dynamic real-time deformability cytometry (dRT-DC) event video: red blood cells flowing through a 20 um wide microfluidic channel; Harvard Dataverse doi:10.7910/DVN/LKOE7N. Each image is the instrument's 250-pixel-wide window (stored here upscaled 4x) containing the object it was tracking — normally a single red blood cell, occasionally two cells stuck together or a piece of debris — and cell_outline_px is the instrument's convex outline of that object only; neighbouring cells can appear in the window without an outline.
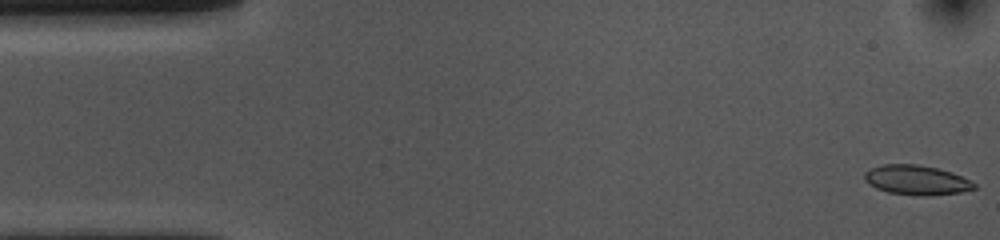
{"species": "common noctule bat (a hibernating species)", "species_latin": "Nyctalus noctula", "temperature_condition": "cold", "stored_images_in_passage": 54, "camera_frame_rate_fps": 3000, "um_per_image_px": 0.085, "animal": {"sex": "female", "body_mass_g": 10.0, "forearm_length_mm": 53.1}, "frame": {"image": 1, "passage_image": 1, "time_ms": 0.0, "image_size_px": [1000, 240], "cell_outline_px": [[976, 188], [960, 192], [928, 196], [920, 196], [888, 192], [876, 188], [868, 184], [864, 180], [864, 172], [880, 164], [916, 164], [936, 168], [952, 172], [976, 184]], "centroid_in_image_um": [77.86, 15.3], "position_along_channel_um": 7.1, "area_um2": 18.9}}
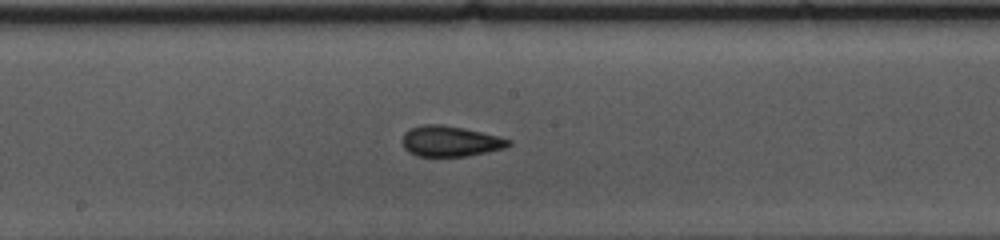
{"frame": {"image": 2, "passage_image": 27, "time_ms": 8.667, "image_size_px": [1000, 240], "cell_outline_px": [[512, 144], [504, 148], [464, 156], [416, 156], [408, 152], [404, 148], [404, 132], [412, 128], [424, 124], [440, 124], [464, 128], [500, 136], [512, 140]], "centroid_in_image_um": [38.29, 12.0], "position_along_channel_um": 209.9, "area_um2": 18.79}}
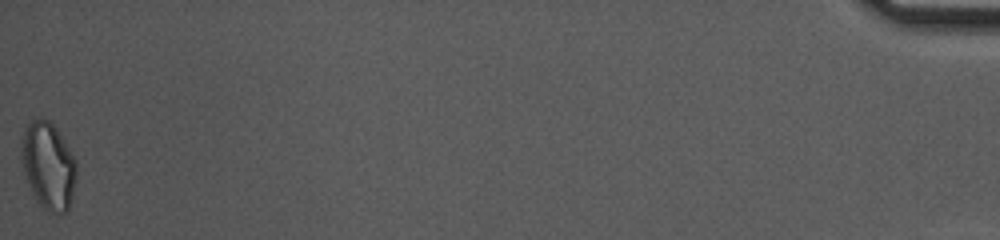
{"frame": {"image": 3, "passage_image": 54, "time_ms": 17.667, "image_size_px": [1000, 240], "cell_outline_px": [[76, 180], [72, 196], [68, 208], [64, 212], [48, 212], [36, 200], [32, 192], [24, 172], [20, 160], [20, 136], [24, 128], [36, 116], [40, 116], [48, 120], [56, 128], [64, 140], [76, 160]], "centroid_in_image_um": [4.07, 14.02], "position_along_channel_um": 431.1, "area_um2": 28.21}, "authors_computed_cell_mechanics": {"area_um2": 18.785, "velocity_mm_per_s": 3.6385, "shape_relaxation_time_tau1_ms": 3.1304, "shape_relaxation_time_tau2_ms": 1.3063, "deformation_change_tau1": 0.1201, "deformation_change_tau2": 0.0799}}